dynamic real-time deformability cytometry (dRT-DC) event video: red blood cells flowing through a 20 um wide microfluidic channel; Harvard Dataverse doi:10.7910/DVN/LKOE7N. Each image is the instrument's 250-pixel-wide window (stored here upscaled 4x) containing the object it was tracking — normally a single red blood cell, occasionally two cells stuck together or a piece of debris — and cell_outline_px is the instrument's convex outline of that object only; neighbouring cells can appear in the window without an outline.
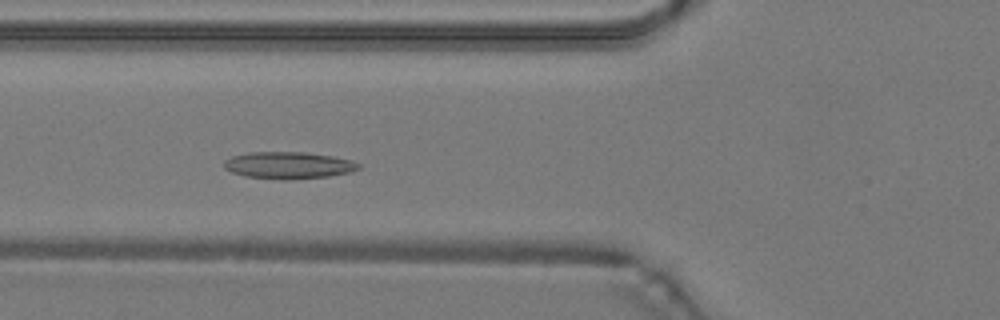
{"species": "common noctule bat (a hibernating species)", "species_latin": "Nyctalus noctula", "temperature_condition": "warm", "stored_images_in_passage": 30, "camera_frame_rate_fps": 3000, "um_per_image_px": 0.085, "animal": {"sex": "male", "body_mass_g": 19.2, "forearm_length_mm": 51.8}, "frame": {"image": 1, "passage_image": 3, "time_ms": 0.667, "image_size_px": [1000, 320], "cell_outline_px": [[360, 168], [352, 172], [328, 176], [288, 180], [284, 180], [244, 176], [232, 172], [224, 168], [224, 160], [232, 156], [248, 152], [304, 152], [332, 156], [352, 160], [360, 164]], "centroid_in_image_um": [24.52, 14.05], "position_along_channel_um": 101.3, "area_um2": 21.21}}
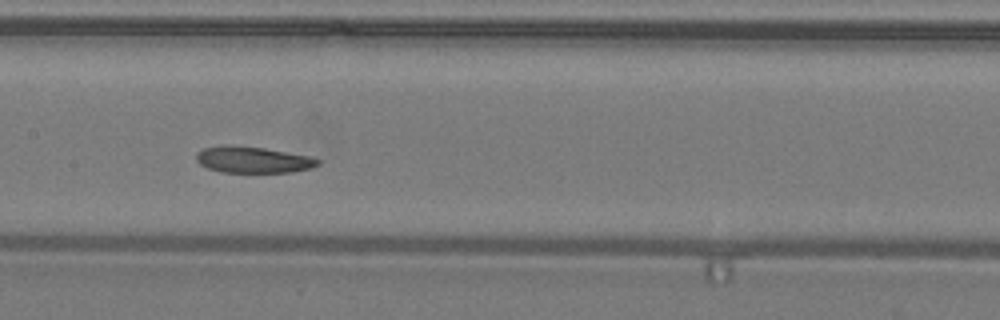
{"frame": {"image": 2, "passage_image": 9, "time_ms": 2.667, "image_size_px": [1000, 320], "cell_outline_px": [[320, 164], [312, 168], [292, 172], [220, 172], [208, 168], [200, 164], [196, 160], [196, 152], [204, 148], [228, 144], [264, 148], [308, 156], [320, 160]], "centroid_in_image_um": [21.48, 13.57], "position_along_channel_um": 185.9, "area_um2": 18.67}}
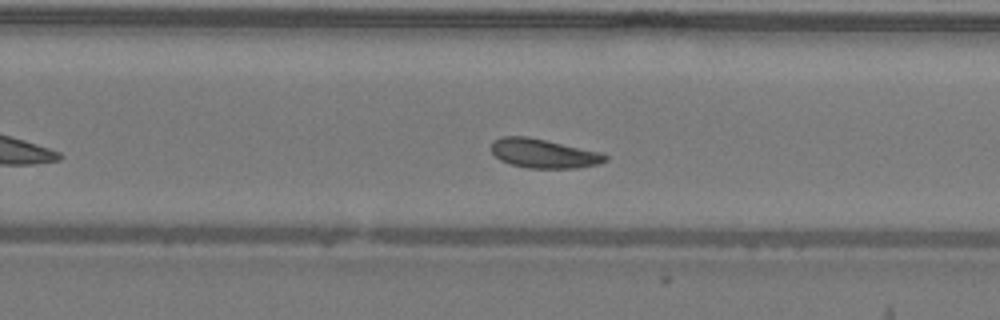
{"frame": {"image": 3, "passage_image": 16, "time_ms": 5.0, "image_size_px": [1000, 320], "cell_outline_px": [[608, 160], [600, 164], [580, 168], [528, 168], [512, 164], [500, 160], [492, 152], [492, 144], [500, 136], [524, 136], [544, 140], [600, 152], [608, 156]], "centroid_in_image_um": [46.24, 13.06], "position_along_channel_um": 283.6, "area_um2": 19.13}}